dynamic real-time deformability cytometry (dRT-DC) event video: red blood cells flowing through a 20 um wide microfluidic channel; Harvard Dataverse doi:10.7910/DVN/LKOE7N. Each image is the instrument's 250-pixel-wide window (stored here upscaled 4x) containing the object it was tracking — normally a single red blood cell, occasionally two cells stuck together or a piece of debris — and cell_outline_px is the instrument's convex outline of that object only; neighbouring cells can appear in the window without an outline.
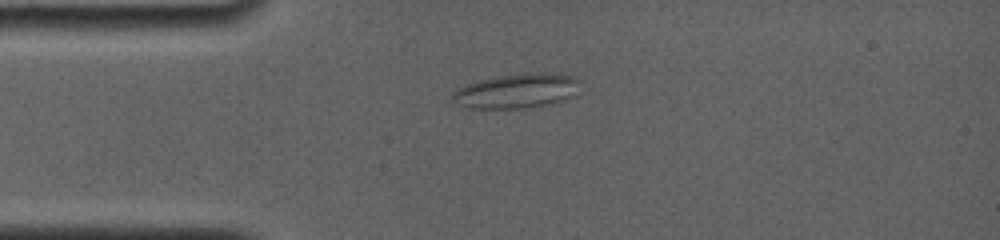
{"species": "common noctule bat (a hibernating species)", "species_latin": "Nyctalus noctula", "temperature_condition": "room temperature", "stored_images_in_passage": 39, "camera_frame_rate_fps": 4000, "um_per_image_px": 0.085, "animal": {"sex": "female", "body_mass_g": 19.0, "forearm_length_mm": 56.7}, "frame": {"image": 1, "passage_image": 1, "time_ms": 0.0, "image_size_px": [1000, 240], "cell_outline_px": [[580, 80], [572, 96], [564, 100], [552, 104], [532, 108], [472, 108], [460, 104], [452, 100], [452, 92], [456, 88], [480, 80], [496, 76], [540, 72], [544, 72], [572, 76]], "centroid_in_image_um": [43.92, 7.73], "position_along_channel_um": 41.1, "area_um2": 25.55}}
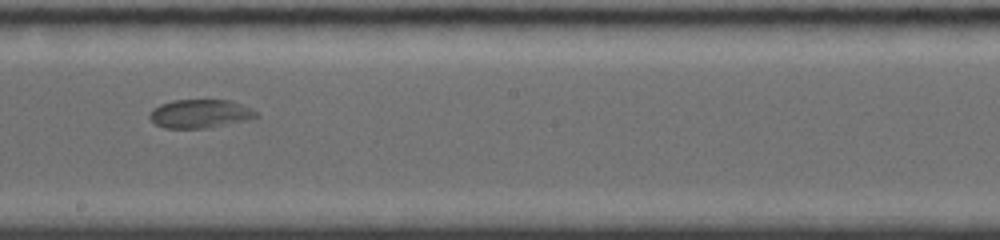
{"frame": {"image": 2, "passage_image": 17, "time_ms": 5.5, "image_size_px": [1000, 240], "cell_outline_px": [[260, 116], [208, 128], [164, 128], [156, 124], [148, 116], [152, 108], [160, 104], [172, 100], [228, 100], [252, 108]], "centroid_in_image_um": [16.96, 9.66], "position_along_channel_um": 231.2, "area_um2": 17.57}}
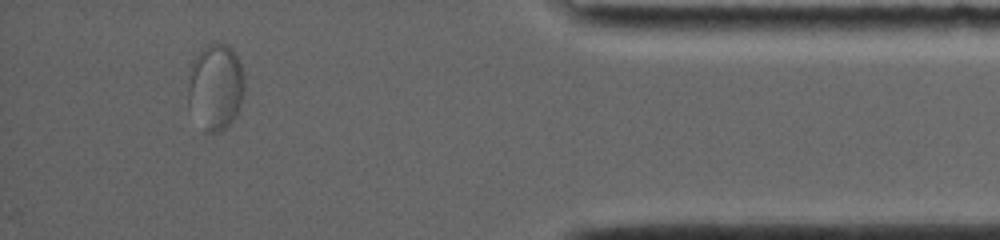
{"frame": {"image": 3, "passage_image": 34, "time_ms": 11.25, "image_size_px": [1000, 240], "cell_outline_px": [[244, 92], [240, 108], [232, 120], [220, 132], [208, 132], [188, 108], [188, 84], [192, 60], [212, 40], [216, 40], [228, 44], [236, 52], [244, 76]], "centroid_in_image_um": [18.33, 7.32], "position_along_channel_um": 416.9, "area_um2": 28.61}}